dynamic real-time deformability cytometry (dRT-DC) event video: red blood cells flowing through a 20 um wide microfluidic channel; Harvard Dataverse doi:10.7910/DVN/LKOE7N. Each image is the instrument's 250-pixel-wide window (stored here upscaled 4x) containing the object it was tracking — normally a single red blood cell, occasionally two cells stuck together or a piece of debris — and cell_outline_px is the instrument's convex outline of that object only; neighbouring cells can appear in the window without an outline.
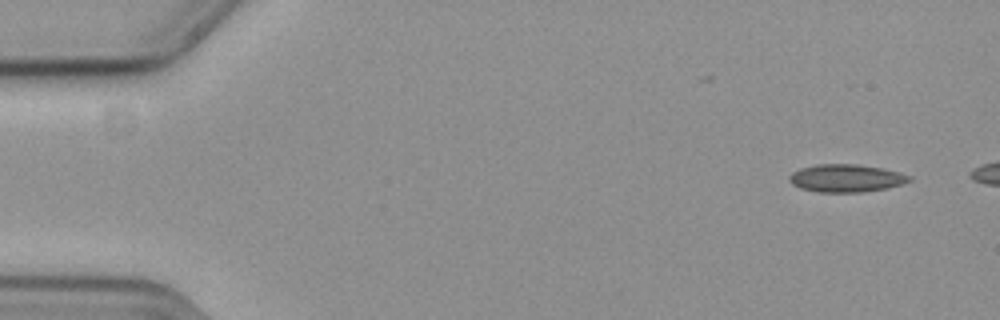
{"species": "common noctule bat (a hibernating species)", "species_latin": "Nyctalus noctula", "temperature_condition": "cold", "stored_images_in_passage": 41, "camera_frame_rate_fps": 3000, "um_per_image_px": 0.085, "animal": {"sex": "female", "body_mass_g": 19.3, "forearm_length_mm": 54.1}, "frame": {"image": 1, "passage_image": 1, "time_ms": 0.0, "image_size_px": [1000, 320], "cell_outline_px": [[912, 180], [888, 188], [860, 192], [820, 192], [800, 188], [792, 184], [788, 180], [788, 176], [792, 172], [800, 168], [816, 164], [856, 164], [880, 168], [900, 172], [912, 176]], "centroid_in_image_um": [71.9, 15.14], "position_along_channel_um": 13.1, "area_um2": 19.42}}
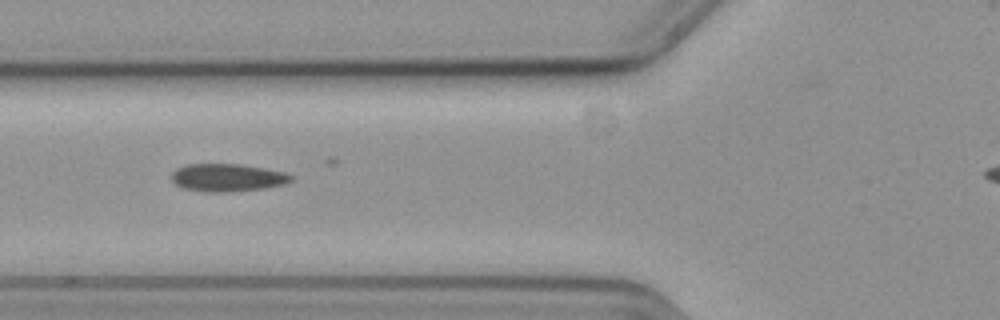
{"frame": {"image": 2, "passage_image": 19, "time_ms": 6.0, "image_size_px": [1000, 320], "cell_outline_px": [[296, 180], [284, 184], [264, 188], [224, 192], [208, 192], [184, 188], [176, 184], [172, 180], [172, 172], [176, 168], [184, 164], [240, 164], [264, 168], [284, 172], [292, 176]], "centroid_in_image_um": [19.34, 15.09], "position_along_channel_um": 106.5, "area_um2": 19.31}}
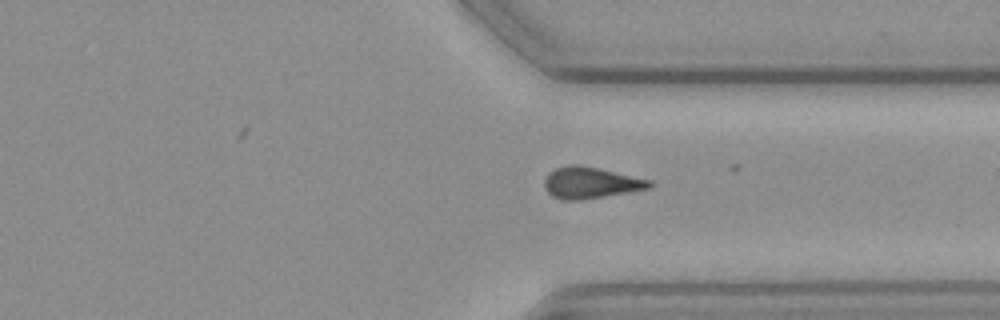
{"frame": {"image": 3, "passage_image": 40, "time_ms": 13.0, "image_size_px": [1000, 320], "cell_outline_px": [[652, 184], [648, 188], [628, 192], [580, 200], [560, 200], [552, 196], [544, 188], [544, 180], [548, 172], [556, 168], [568, 164], [580, 164], [600, 168], [652, 180]], "centroid_in_image_um": [50.16, 15.52], "position_along_channel_um": 361.2, "area_um2": 19.36}}